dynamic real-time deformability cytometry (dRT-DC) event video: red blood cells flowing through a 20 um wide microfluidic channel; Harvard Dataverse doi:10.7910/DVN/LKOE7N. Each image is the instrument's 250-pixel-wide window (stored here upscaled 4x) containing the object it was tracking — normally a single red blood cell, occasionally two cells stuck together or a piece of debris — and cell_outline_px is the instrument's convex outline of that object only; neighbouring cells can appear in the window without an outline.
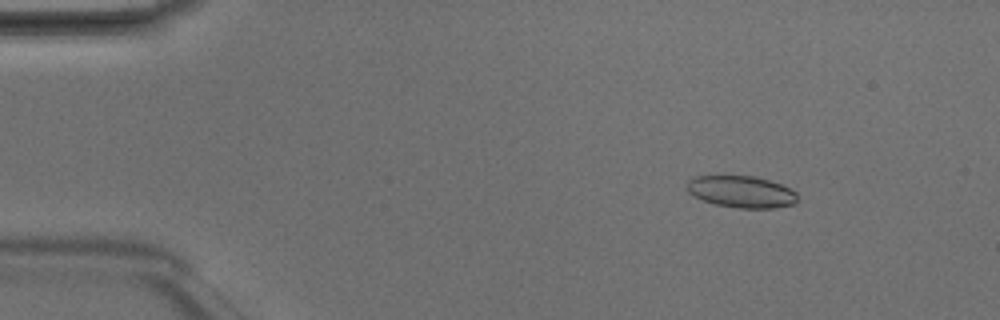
{"species": "Egyptian fruit bat (a non-hibernating species)", "species_latin": "Rousettus aegyptiacus", "temperature_condition": "room temperature", "stored_images_in_passage": 4, "camera_frame_rate_fps": 3000, "um_per_image_px": 0.085, "animal": {"sex": "male"}, "frame": {"image": 1, "passage_image": 2, "time_ms": 0.333, "image_size_px": [1000, 320], "cell_outline_px": [[796, 200], [792, 204], [776, 208], [736, 208], [716, 204], [704, 200], [688, 192], [688, 180], [696, 176], [756, 176], [780, 184], [796, 192]], "centroid_in_image_um": [63.02, 16.3], "position_along_channel_um": 22.0, "area_um2": 20.17}}